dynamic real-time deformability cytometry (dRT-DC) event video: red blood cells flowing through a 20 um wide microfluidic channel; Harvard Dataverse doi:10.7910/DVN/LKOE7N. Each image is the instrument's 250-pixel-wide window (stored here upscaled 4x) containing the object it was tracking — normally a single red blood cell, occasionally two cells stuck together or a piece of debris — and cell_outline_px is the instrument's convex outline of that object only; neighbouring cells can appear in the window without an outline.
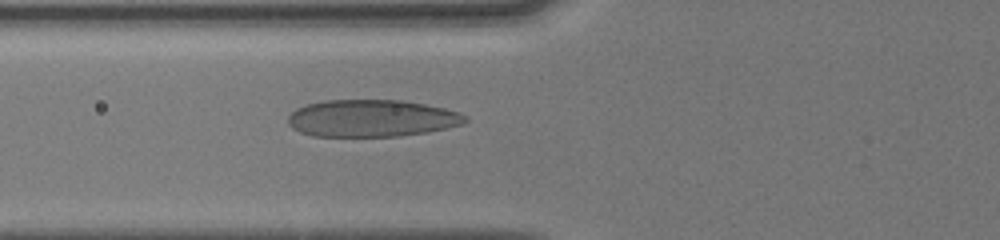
{"species": "human", "species_latin": "Homo sapiens", "temperature_condition": "cold", "stored_images_in_passage": 9, "camera_frame_rate_fps": 3000, "um_per_image_px": 0.085, "donor": {"sex": "male"}, "frame": {"image": 1, "passage_image": 9, "time_ms": 6.333, "image_size_px": [1000, 240], "cell_outline_px": [[468, 120], [464, 124], [448, 128], [428, 132], [400, 136], [312, 136], [300, 132], [292, 128], [288, 124], [288, 116], [296, 108], [308, 104], [324, 100], [400, 100], [424, 104], [444, 108], [460, 112], [468, 116]], "centroid_in_image_um": [31.62, 10.06], "position_along_channel_um": 94.2, "area_um2": 38.55}}